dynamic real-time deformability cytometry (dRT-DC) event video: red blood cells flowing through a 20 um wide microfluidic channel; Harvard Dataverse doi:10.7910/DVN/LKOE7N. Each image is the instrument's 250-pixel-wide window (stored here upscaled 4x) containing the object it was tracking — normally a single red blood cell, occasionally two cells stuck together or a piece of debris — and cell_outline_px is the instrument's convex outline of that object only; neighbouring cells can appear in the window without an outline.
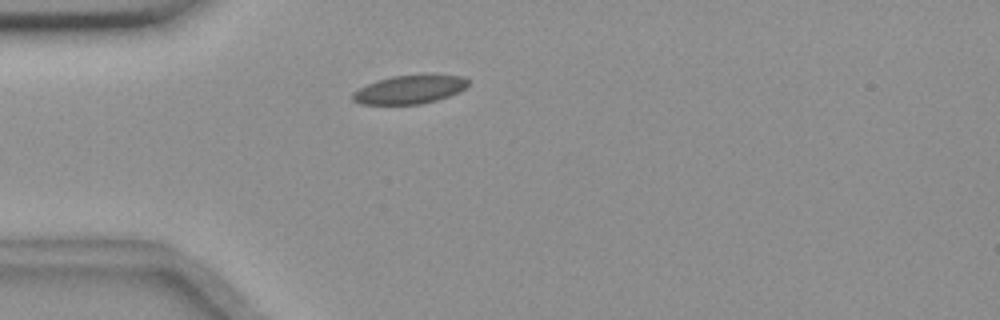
{"species": "common noctule bat (a hibernating species)", "species_latin": "Nyctalus noctula", "temperature_condition": "room temperature", "stored_images_in_passage": 2, "camera_frame_rate_fps": 3000, "um_per_image_px": 0.085, "animal": {"sex": "female", "body_mass_g": 18.4}, "frame": {"image": 1, "passage_image": 2, "time_ms": 1.333, "image_size_px": [1000, 320], "cell_outline_px": [[468, 84], [460, 92], [436, 100], [420, 104], [360, 104], [352, 100], [352, 92], [376, 80], [392, 76], [424, 72], [432, 72], [464, 76], [468, 80]], "centroid_in_image_um": [34.87, 7.55], "position_along_channel_um": 50.1, "area_um2": 19.94}}